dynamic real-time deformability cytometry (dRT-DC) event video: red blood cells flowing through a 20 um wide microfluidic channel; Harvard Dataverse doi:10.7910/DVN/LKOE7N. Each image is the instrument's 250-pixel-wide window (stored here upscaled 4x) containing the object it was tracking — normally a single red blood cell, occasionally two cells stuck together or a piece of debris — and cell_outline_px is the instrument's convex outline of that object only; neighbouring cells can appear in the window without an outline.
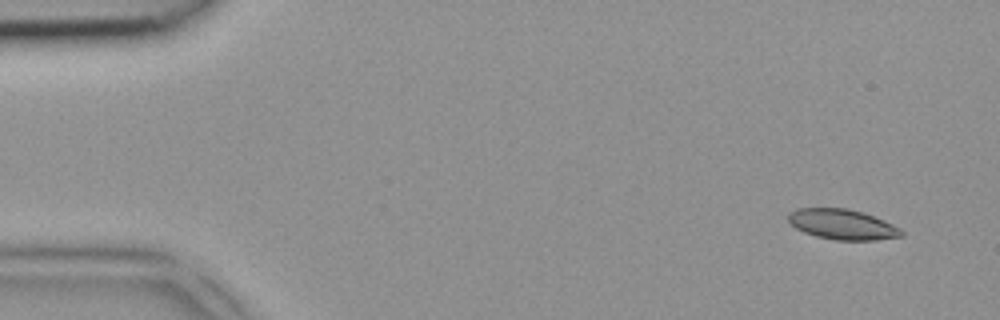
{"species": "common noctule bat (a hibernating species)", "species_latin": "Nyctalus noctula", "temperature_condition": "room temperature", "stored_images_in_passage": 5, "camera_frame_rate_fps": 3000, "um_per_image_px": 0.085, "animal": {"sex": "female", "body_mass_g": 18.4}, "frame": {"image": 1, "passage_image": 1, "time_ms": 0.0, "image_size_px": [1000, 320], "cell_outline_px": [[904, 236], [876, 240], [836, 240], [816, 236], [804, 232], [796, 228], [788, 220], [788, 212], [796, 208], [848, 208], [864, 212], [884, 220], [900, 228], [904, 232]], "centroid_in_image_um": [71.62, 19.06], "position_along_channel_um": 13.4, "area_um2": 20.11}}
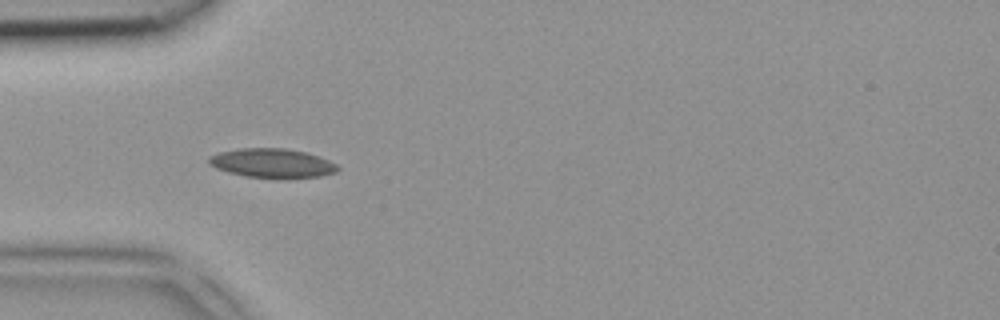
{"frame": {"image": 2, "passage_image": 4, "time_ms": 1.0, "image_size_px": [1000, 320], "cell_outline_px": [[340, 168], [336, 172], [320, 176], [288, 180], [276, 180], [244, 176], [228, 172], [216, 168], [208, 164], [208, 156], [220, 152], [240, 148], [284, 148], [304, 152], [328, 160], [336, 164]], "centroid_in_image_um": [23.12, 13.91], "position_along_channel_um": 61.9, "area_um2": 22.43}}